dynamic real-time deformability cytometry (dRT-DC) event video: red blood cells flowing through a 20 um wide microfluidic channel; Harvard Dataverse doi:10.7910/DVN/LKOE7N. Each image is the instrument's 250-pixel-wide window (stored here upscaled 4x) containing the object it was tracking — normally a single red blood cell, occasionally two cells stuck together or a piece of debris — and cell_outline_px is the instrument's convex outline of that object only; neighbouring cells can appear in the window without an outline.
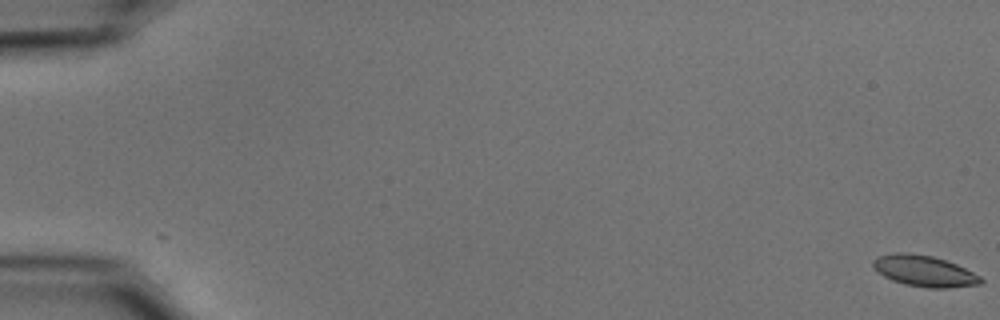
{"species": "common noctule bat (a hibernating species)", "species_latin": "Nyctalus noctula", "temperature_condition": "cold", "stored_images_in_passage": 56, "camera_frame_rate_fps": 3000, "um_per_image_px": 0.085, "animal": {"sex": "male", "body_mass_g": 15.6}, "frame": {"image": 1, "passage_image": 1, "time_ms": 0.0, "image_size_px": [1000, 320], "cell_outline_px": [[984, 280], [980, 284], [948, 288], [928, 288], [904, 284], [892, 280], [884, 276], [872, 264], [872, 260], [880, 256], [896, 252], [908, 252], [932, 256], [956, 264], [980, 276]], "centroid_in_image_um": [78.57, 23.04], "position_along_channel_um": 6.4, "area_um2": 19.31}}
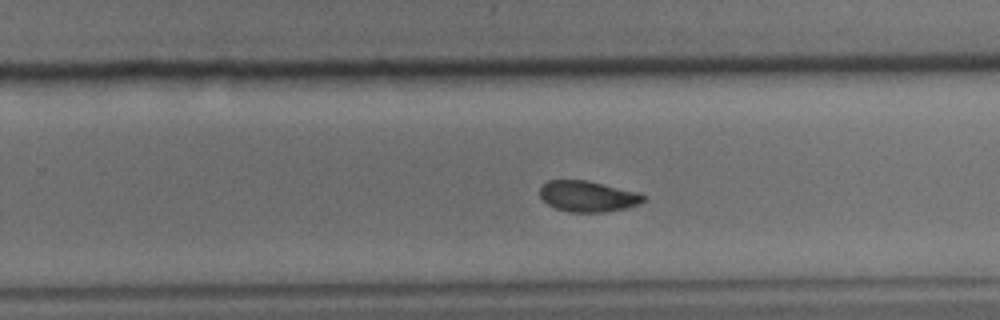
{"frame": {"image": 2, "passage_image": 37, "time_ms": 12.0, "image_size_px": [1000, 320], "cell_outline_px": [[644, 200], [640, 204], [624, 208], [604, 212], [572, 212], [556, 208], [548, 204], [540, 196], [540, 188], [548, 180], [588, 180], [640, 192], [644, 196]], "centroid_in_image_um": [49.98, 16.67], "position_along_channel_um": 279.8, "area_um2": 18.61}}
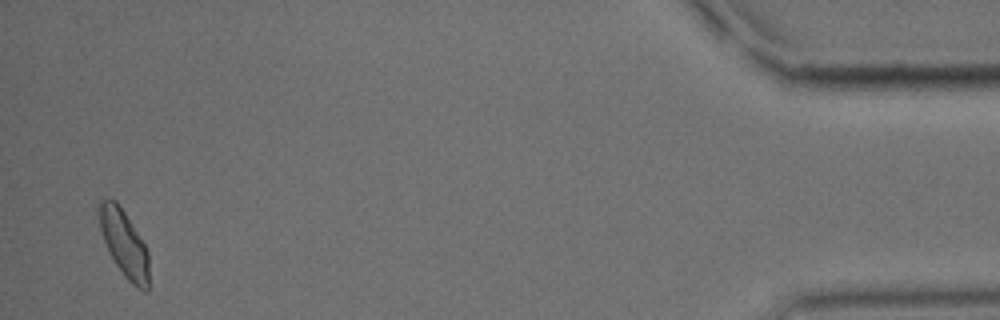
{"frame": {"image": 3, "passage_image": 55, "time_ms": 18.0, "image_size_px": [1000, 320], "cell_outline_px": [[148, 292], [144, 292], [136, 288], [124, 276], [108, 252], [100, 228], [96, 208], [96, 204], [100, 200], [108, 196], [116, 200], [124, 212], [144, 244], [148, 252]], "centroid_in_image_um": [10.5, 20.66], "position_along_channel_um": 424.7, "area_um2": 19.59}, "authors_computed_cell_mechanics": {"area_um2": 19.4208, "velocity_mm_per_s": 3.6751, "shape_relaxation_time_tau1_ms": 5.3989, "shape_relaxation_time_tau2_ms": 6.265, "deformation_change_tau1": 0.1172, "deformation_change_tau2": 0.0874}}